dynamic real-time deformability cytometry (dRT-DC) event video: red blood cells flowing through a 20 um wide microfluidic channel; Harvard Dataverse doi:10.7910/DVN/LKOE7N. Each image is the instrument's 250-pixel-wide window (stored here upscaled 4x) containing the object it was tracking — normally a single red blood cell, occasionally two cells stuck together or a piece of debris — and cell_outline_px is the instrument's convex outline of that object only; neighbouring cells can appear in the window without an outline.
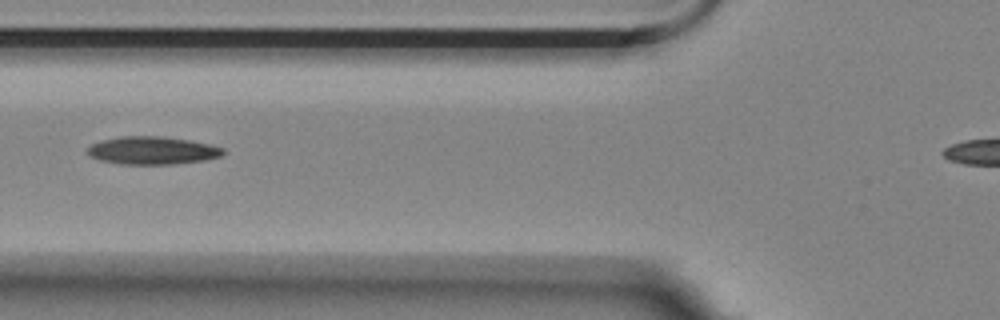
{"species": "Egyptian fruit bat (a non-hibernating species)", "species_latin": "Rousettus aegyptiacus", "temperature_condition": "room temperature", "stored_images_in_passage": 8, "segment_of_instrument_passage": [1, 2], "camera_frame_rate_fps": 3000, "um_per_image_px": 0.085, "animal": {"sex": "female"}, "frame": {"image": 1, "passage_image": 5, "time_ms": 1.333, "image_size_px": [1000, 320], "cell_outline_px": [[224, 152], [220, 156], [204, 160], [172, 164], [120, 164], [100, 160], [88, 156], [88, 148], [92, 144], [100, 140], [120, 136], [164, 136], [188, 140], [208, 144], [224, 148]], "centroid_in_image_um": [12.91, 12.78], "position_along_channel_um": 112.9, "area_um2": 21.96}}
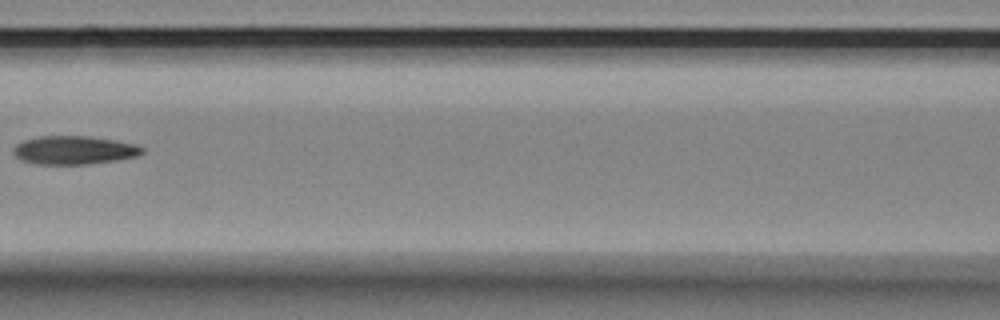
{"frame": {"image": 2, "passage_image": 6, "time_ms": 1.667, "image_size_px": [1000, 320], "cell_outline_px": [[144, 152], [136, 156], [116, 160], [88, 164], [36, 164], [20, 160], [12, 152], [12, 148], [16, 144], [24, 140], [40, 136], [88, 136], [116, 140], [136, 144], [144, 148]], "centroid_in_image_um": [6.28, 12.76], "position_along_channel_um": 160.3, "area_um2": 21.44}}
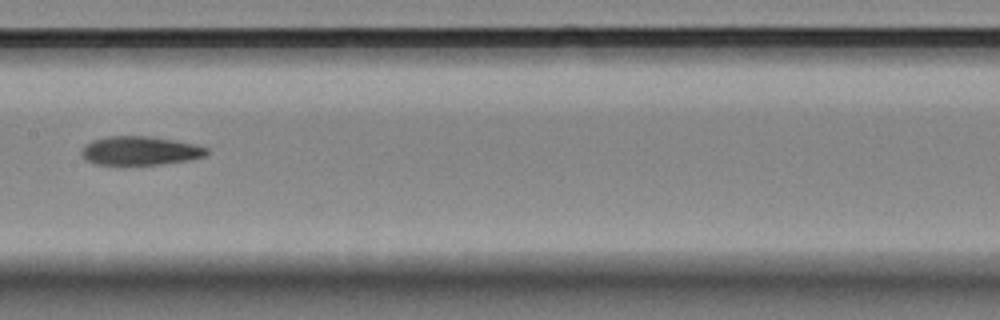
{"frame": {"image": 3, "passage_image": 7, "time_ms": 2.0, "image_size_px": [1000, 320], "cell_outline_px": [[208, 152], [204, 156], [192, 160], [160, 164], [96, 164], [88, 160], [80, 152], [84, 144], [92, 140], [108, 136], [148, 136], [172, 140], [192, 144], [208, 148]], "centroid_in_image_um": [11.9, 12.81], "position_along_channel_um": 195.5, "area_um2": 20.75}}